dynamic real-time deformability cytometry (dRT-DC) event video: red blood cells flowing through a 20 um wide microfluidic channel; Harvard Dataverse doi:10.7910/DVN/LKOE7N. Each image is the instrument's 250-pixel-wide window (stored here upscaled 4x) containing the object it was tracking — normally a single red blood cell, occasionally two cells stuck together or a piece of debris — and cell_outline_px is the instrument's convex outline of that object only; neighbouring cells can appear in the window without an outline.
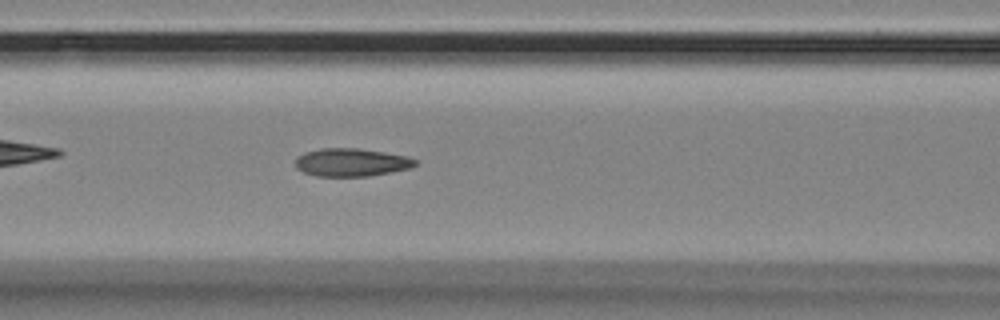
{"species": "Egyptian fruit bat (a non-hibernating species)", "species_latin": "Rousettus aegyptiacus", "temperature_condition": "room temperature", "stored_images_in_passage": 39, "camera_frame_rate_fps": 3000, "um_per_image_px": 0.085, "animal": {"sex": "female"}, "frame": {"image": 1, "passage_image": 6, "time_ms": 1.667, "image_size_px": [1000, 320], "cell_outline_px": [[416, 164], [412, 168], [368, 176], [316, 176], [304, 172], [296, 168], [296, 156], [304, 152], [320, 148], [360, 148], [408, 156], [416, 160]], "centroid_in_image_um": [29.86, 13.79], "position_along_channel_um": 136.7, "area_um2": 19.65}}
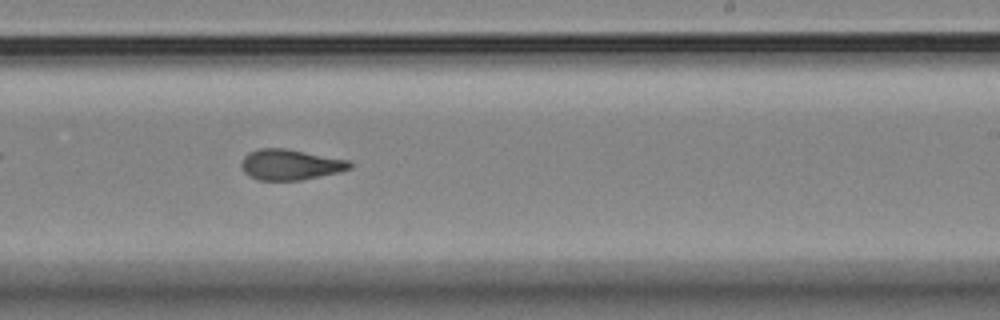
{"frame": {"image": 2, "passage_image": 17, "time_ms": 5.333, "image_size_px": [1000, 320], "cell_outline_px": [[352, 168], [340, 172], [300, 180], [256, 180], [248, 176], [244, 172], [240, 164], [244, 156], [248, 152], [260, 148], [284, 148], [348, 160], [352, 164]], "centroid_in_image_um": [24.64, 14.0], "position_along_channel_um": 264.4, "area_um2": 19.36}}
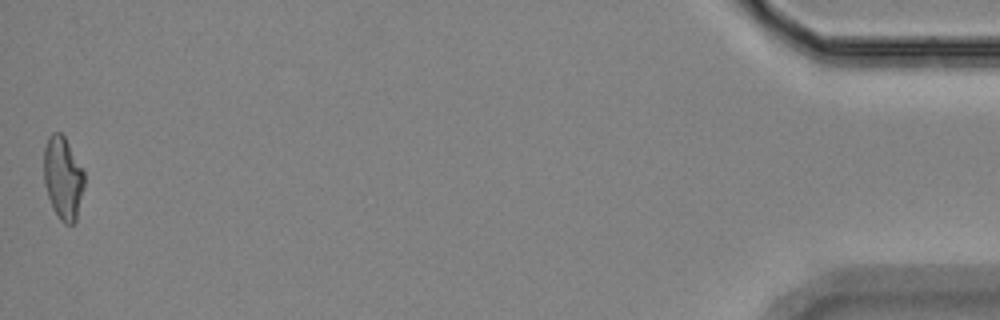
{"frame": {"image": 3, "passage_image": 39, "time_ms": 12.667, "image_size_px": [1000, 320], "cell_outline_px": [[84, 188], [76, 220], [72, 224], [64, 224], [60, 220], [52, 208], [44, 184], [44, 148], [48, 136], [52, 132], [60, 132], [64, 136], [84, 172]], "centroid_in_image_um": [5.34, 15.14], "position_along_channel_um": 429.9, "area_um2": 19.54}}